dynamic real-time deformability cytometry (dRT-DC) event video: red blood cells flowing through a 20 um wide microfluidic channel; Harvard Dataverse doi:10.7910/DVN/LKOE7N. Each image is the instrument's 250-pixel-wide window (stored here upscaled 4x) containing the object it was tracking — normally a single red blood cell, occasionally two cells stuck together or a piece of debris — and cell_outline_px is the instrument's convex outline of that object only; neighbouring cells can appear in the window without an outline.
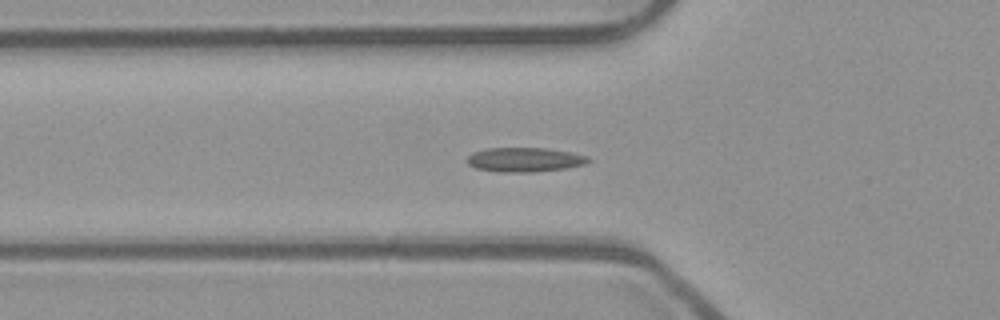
{"species": "common noctule bat (a hibernating species)", "species_latin": "Nyctalus noctula", "temperature_condition": "room temperature", "stored_images_in_passage": 49, "camera_frame_rate_fps": 3000, "um_per_image_px": 0.085, "animal": {"sex": "male", "body_mass_g": 23.1, "forearm_length_mm": 52.7}, "frame": {"image": 1, "passage_image": 18, "time_ms": 5.667, "image_size_px": [1000, 320], "cell_outline_px": [[592, 160], [584, 164], [564, 168], [536, 172], [500, 172], [476, 168], [468, 164], [464, 160], [472, 152], [488, 148], [548, 148], [572, 152], [588, 156]], "centroid_in_image_um": [44.58, 13.57], "position_along_channel_um": 81.2, "area_um2": 17.34}}
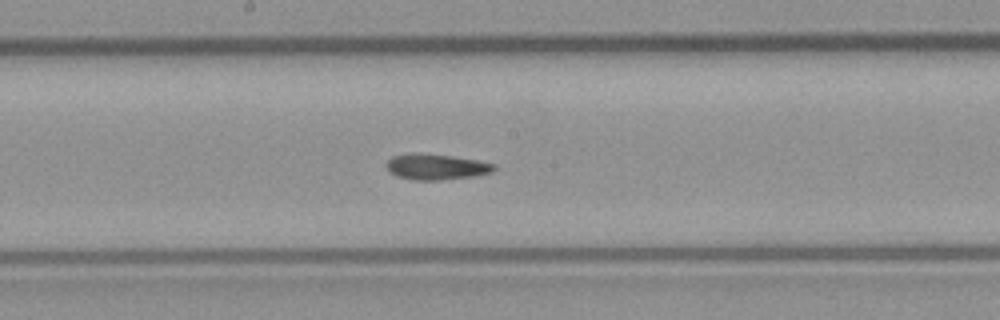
{"frame": {"image": 2, "passage_image": 28, "time_ms": 9.0, "image_size_px": [1000, 320], "cell_outline_px": [[496, 168], [492, 172], [472, 176], [440, 180], [412, 180], [396, 176], [388, 172], [384, 164], [392, 156], [412, 152], [420, 152], [452, 156], [476, 160], [496, 164]], "centroid_in_image_um": [37.0, 14.17], "position_along_channel_um": 211.2, "area_um2": 16.42}}
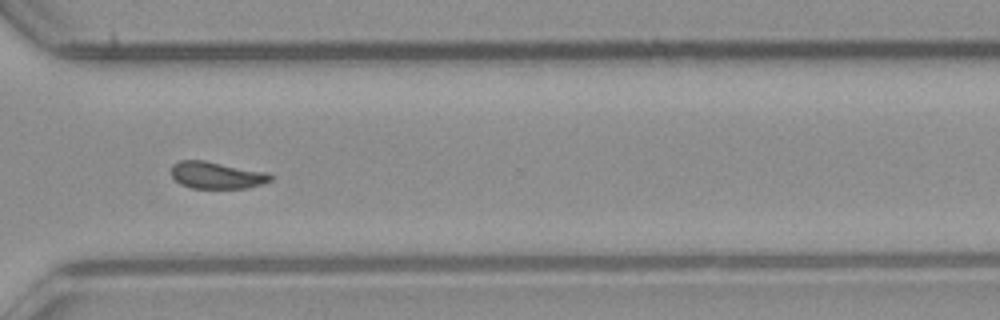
{"frame": {"image": 3, "passage_image": 39, "time_ms": 12.667, "image_size_px": [1000, 320], "cell_outline_px": [[272, 180], [248, 188], [192, 188], [180, 184], [172, 176], [172, 164], [180, 160], [204, 160], [268, 172], [272, 176]], "centroid_in_image_um": [18.42, 14.89], "position_along_channel_um": 352.2, "area_um2": 15.61}, "authors_computed_cell_mechanics": {"area_um2": 15.9528, "velocity_mm_per_s": 3.86, "shape_relaxation_time_tau1_ms": null, "shape_relaxation_time_tau2_ms": 5.0626, "deformation_change_tau1": null, "deformation_change_tau2": 0.0931}}